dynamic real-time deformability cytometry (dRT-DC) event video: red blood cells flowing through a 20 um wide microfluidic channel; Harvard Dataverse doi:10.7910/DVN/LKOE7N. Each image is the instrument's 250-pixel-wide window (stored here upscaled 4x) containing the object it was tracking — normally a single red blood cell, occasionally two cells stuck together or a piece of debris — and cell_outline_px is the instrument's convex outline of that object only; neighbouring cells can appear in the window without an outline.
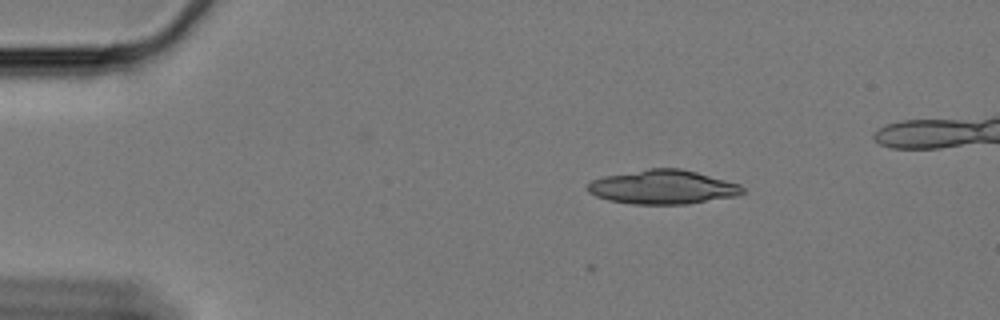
{"species": "Egyptian fruit bat (a non-hibernating species)", "species_latin": "Rousettus aegyptiacus", "temperature_condition": "cold", "stored_images_in_passage": 4, "camera_frame_rate_fps": 3000, "um_per_image_px": 0.085, "animal": {"sex": "female"}, "frame": {"image": 1, "passage_image": 4, "time_ms": 1.0, "image_size_px": [1000, 320], "cell_outline_px": [[744, 192], [736, 196], [688, 204], [632, 204], [608, 200], [596, 196], [588, 192], [588, 184], [592, 180], [604, 176], [648, 168], [680, 168], [696, 172], [740, 184], [744, 188]], "centroid_in_image_um": [56.34, 15.9], "position_along_channel_um": 28.7, "area_um2": 30.69}}